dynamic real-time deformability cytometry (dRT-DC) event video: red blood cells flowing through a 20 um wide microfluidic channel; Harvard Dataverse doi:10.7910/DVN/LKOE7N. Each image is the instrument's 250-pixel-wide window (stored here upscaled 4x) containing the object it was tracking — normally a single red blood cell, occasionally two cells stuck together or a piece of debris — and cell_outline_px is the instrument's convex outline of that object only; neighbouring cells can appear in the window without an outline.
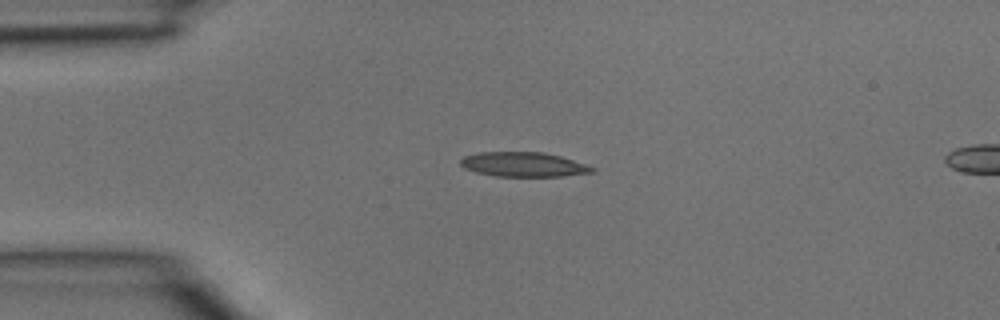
{"species": "common noctule bat (a hibernating species)", "species_latin": "Nyctalus noctula", "temperature_condition": "room temperature", "stored_images_in_passage": 2, "segment_of_instrument_passage": [1, 2], "camera_frame_rate_fps": 3000, "um_per_image_px": 0.085, "animal": {"sex": "male", "body_mass_g": 15.6}, "frame": {"image": 1, "passage_image": 1, "time_ms": 0.0, "image_size_px": [1000, 320], "cell_outline_px": [[596, 172], [560, 176], [496, 176], [476, 172], [464, 168], [460, 164], [460, 160], [464, 156], [480, 152], [544, 152], [560, 156], [596, 168]], "centroid_in_image_um": [44.49, 13.98], "position_along_channel_um": 40.5, "area_um2": 18.73}}